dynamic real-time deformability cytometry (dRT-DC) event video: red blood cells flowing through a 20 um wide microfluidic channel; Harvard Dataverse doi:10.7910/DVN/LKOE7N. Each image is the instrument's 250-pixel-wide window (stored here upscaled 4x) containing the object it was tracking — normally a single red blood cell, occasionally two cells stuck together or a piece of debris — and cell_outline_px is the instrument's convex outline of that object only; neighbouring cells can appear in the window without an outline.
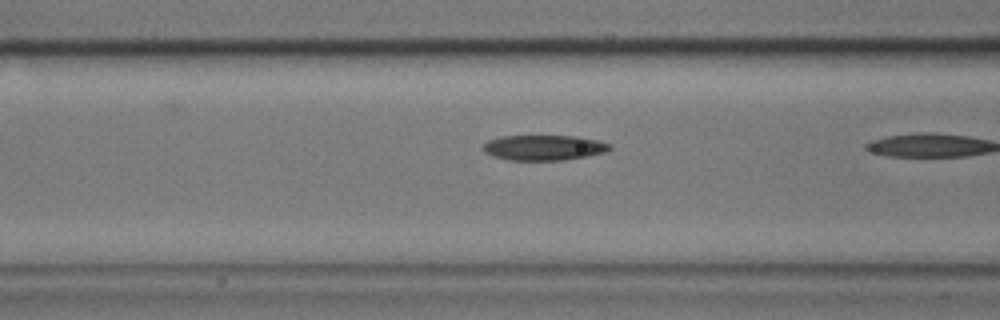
{"species": "common noctule bat (a hibernating species)", "species_latin": "Nyctalus noctula", "temperature_condition": "cold", "stored_images_in_passage": 8, "camera_frame_rate_fps": 3000, "um_per_image_px": 0.085, "animal": {"sex": "male", "body_mass_g": 17.9}, "frame": {"image": 1, "passage_image": 7, "time_ms": 2.0, "image_size_px": [1000, 320], "cell_outline_px": [[612, 148], [608, 152], [588, 156], [564, 160], [508, 160], [492, 156], [484, 152], [480, 148], [488, 140], [504, 136], [576, 136], [596, 140], [612, 144]], "centroid_in_image_um": [46.24, 12.55], "position_along_channel_um": 120.4, "area_um2": 18.84}}